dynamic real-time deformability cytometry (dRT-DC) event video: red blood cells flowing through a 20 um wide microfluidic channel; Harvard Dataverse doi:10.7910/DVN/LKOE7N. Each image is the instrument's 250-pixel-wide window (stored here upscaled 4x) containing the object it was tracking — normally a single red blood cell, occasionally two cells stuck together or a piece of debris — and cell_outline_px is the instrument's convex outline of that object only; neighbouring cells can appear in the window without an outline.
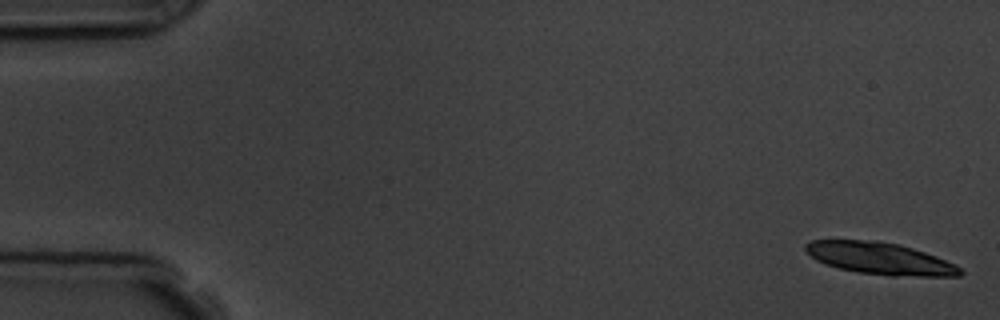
{"species": "common noctule bat (a hibernating species)", "species_latin": "Nyctalus noctula", "temperature_condition": "room temperature", "stored_images_in_passage": 5, "camera_frame_rate_fps": 3000, "um_per_image_px": 0.085, "animal": {"sex": "male", "body_mass_g": 19.5, "forearm_length_mm": 54.6}, "frame": {"image": 1, "passage_image": 1, "time_ms": 0.0, "image_size_px": [1000, 320], "cell_outline_px": [[964, 272], [960, 276], [888, 276], [856, 272], [824, 264], [816, 260], [804, 248], [804, 244], [812, 240], [876, 240], [900, 244], [936, 256], [956, 264]], "centroid_in_image_um": [74.81, 21.97], "position_along_channel_um": 10.2, "area_um2": 28.96}}